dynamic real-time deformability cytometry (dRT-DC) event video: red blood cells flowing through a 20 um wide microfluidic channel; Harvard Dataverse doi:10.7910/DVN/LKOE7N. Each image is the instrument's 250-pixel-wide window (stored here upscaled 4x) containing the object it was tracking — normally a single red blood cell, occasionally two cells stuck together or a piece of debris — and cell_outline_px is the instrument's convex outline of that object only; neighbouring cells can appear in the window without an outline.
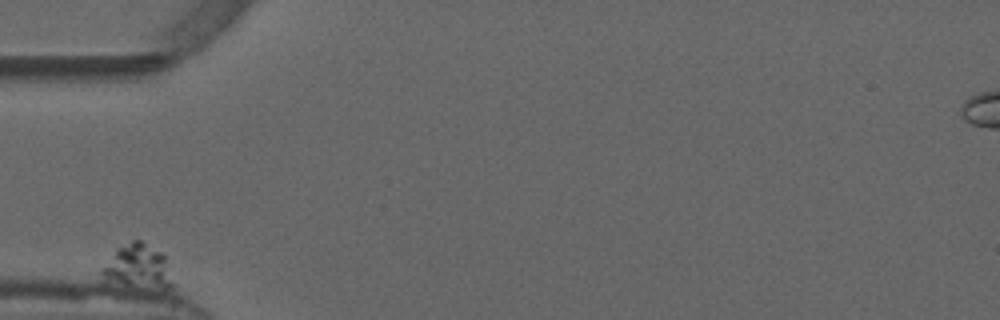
{"species": "common noctule bat (a hibernating species)", "species_latin": "Nyctalus noctula", "temperature_condition": "warm", "stored_images_in_passage": 36, "camera_frame_rate_fps": 3000, "um_per_image_px": 0.085, "animal": {"sex": "male", "forearm_length_mm": 52.5}, "frame": {"image": 1, "passage_image": 1, "time_ms": 0.0, "image_size_px": [1000, 320], "cell_outline_px": [[172, 288], [164, 288], [124, 284], [104, 276], [100, 272], [100, 268], [116, 248], [132, 240], [140, 240], [160, 252], [164, 256], [172, 284]], "centroid_in_image_um": [11.69, 22.61], "position_along_channel_um": 73.3, "area_um2": 17.28}}
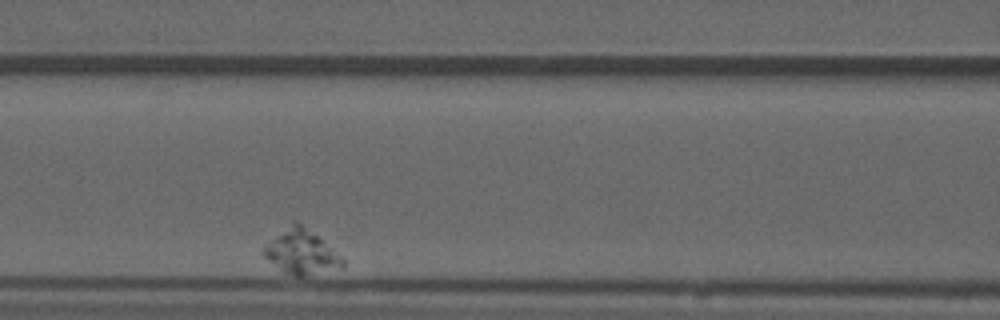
{"frame": {"image": 2, "passage_image": 10, "time_ms": 3.0, "image_size_px": [1000, 320], "cell_outline_px": [[344, 268], [304, 276], [296, 276], [284, 272], [268, 260], [264, 256], [264, 244], [292, 224], [300, 224], [316, 236], [340, 256], [344, 260]], "centroid_in_image_um": [25.61, 21.48], "position_along_channel_um": 141.0, "area_um2": 19.54}}
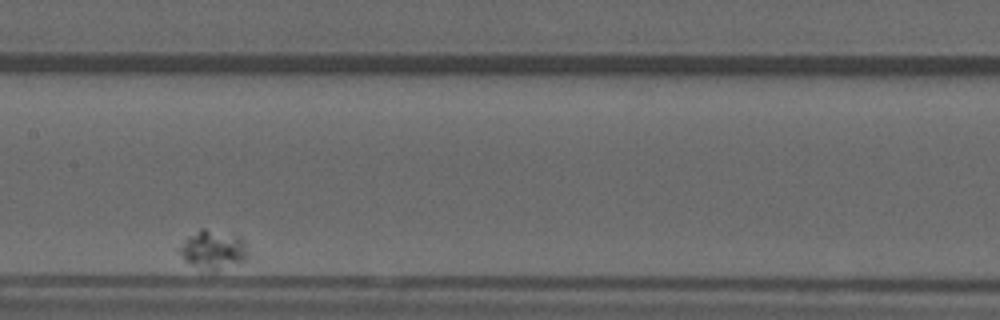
{"frame": {"image": 3, "passage_image": 16, "time_ms": 5.0, "image_size_px": [1000, 320], "cell_outline_px": [[248, 260], [212, 272], [192, 264], [184, 260], [180, 252], [180, 248], [184, 240], [188, 236], [200, 228], [204, 228], [240, 236], [248, 244]], "centroid_in_image_um": [18.19, 21.22], "position_along_channel_um": 189.2, "area_um2": 15.61}}